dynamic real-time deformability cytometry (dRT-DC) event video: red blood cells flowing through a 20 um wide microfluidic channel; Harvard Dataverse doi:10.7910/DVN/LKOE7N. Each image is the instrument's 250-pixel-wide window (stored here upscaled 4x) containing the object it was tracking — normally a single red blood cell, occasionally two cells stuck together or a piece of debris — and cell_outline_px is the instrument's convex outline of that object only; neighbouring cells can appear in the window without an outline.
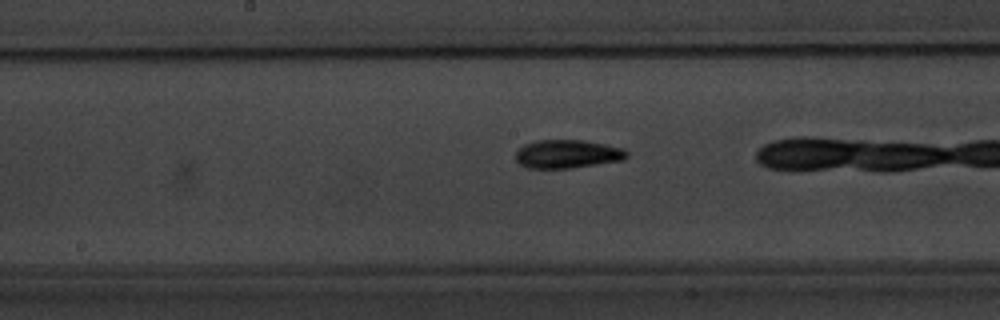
{"species": "common noctule bat (a hibernating species)", "species_latin": "Nyctalus noctula", "temperature_condition": "warm", "stored_images_in_passage": 28, "camera_frame_rate_fps": 3000, "um_per_image_px": 0.085, "animal": {"sex": "male", "body_mass_g": 20.1, "forearm_length_mm": 53.5}, "frame": {"image": 1, "passage_image": 27, "time_ms": 8.667, "image_size_px": [1000, 320], "cell_outline_px": [[628, 156], [624, 160], [572, 168], [528, 168], [520, 164], [516, 160], [516, 152], [524, 144], [536, 140], [580, 140], [604, 144], [624, 148], [628, 152]], "centroid_in_image_um": [48.24, 13.09], "position_along_channel_um": 200.0, "area_um2": 18.44}}